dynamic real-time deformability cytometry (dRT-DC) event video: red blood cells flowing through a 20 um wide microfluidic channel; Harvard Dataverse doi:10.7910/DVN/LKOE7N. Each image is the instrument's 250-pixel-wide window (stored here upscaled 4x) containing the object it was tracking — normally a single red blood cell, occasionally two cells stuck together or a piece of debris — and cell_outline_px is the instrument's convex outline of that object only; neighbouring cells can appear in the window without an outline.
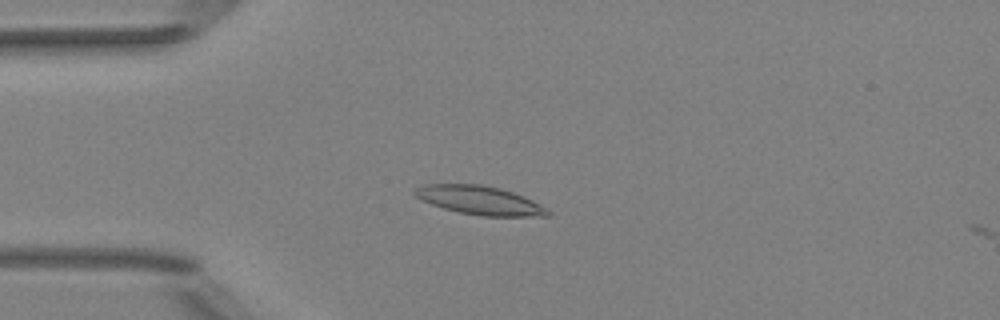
{"species": "Egyptian fruit bat (a non-hibernating species)", "species_latin": "Rousettus aegyptiacus", "temperature_condition": "room temperature", "stored_images_in_passage": 15, "camera_frame_rate_fps": 3000, "um_per_image_px": 0.085, "animal": {"sex": "female"}, "frame": {"image": 1, "passage_image": 14, "time_ms": 4.333, "image_size_px": [1000, 320], "cell_outline_px": [[552, 216], [484, 216], [460, 212], [444, 208], [432, 204], [416, 196], [412, 192], [416, 188], [424, 184], [480, 184], [500, 188], [524, 196], [548, 208], [552, 212]], "centroid_in_image_um": [40.83, 17.02], "position_along_channel_um": 44.2, "area_um2": 22.14}}